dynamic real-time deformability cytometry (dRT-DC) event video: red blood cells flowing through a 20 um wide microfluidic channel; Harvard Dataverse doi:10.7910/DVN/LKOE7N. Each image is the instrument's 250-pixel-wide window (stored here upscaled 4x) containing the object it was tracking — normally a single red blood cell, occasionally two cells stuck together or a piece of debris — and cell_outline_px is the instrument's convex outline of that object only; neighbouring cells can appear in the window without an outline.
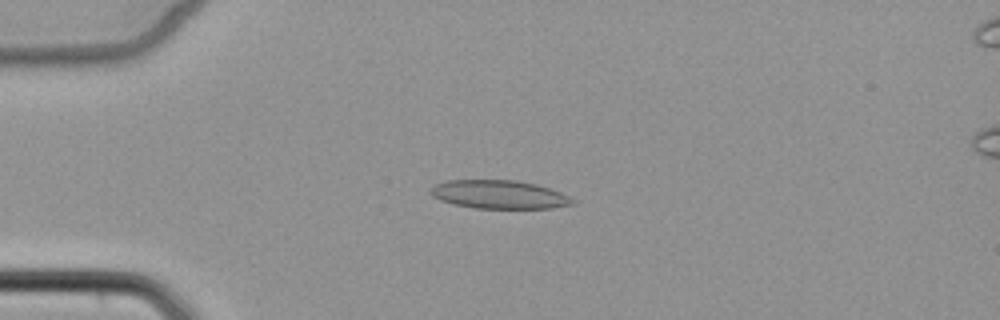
{"species": "common noctule bat (a hibernating species)", "species_latin": "Nyctalus noctula", "temperature_condition": "cold", "stored_images_in_passage": 6, "camera_frame_rate_fps": 3000, "um_per_image_px": 0.085, "animal": {"sex": "female", "body_mass_g": 22.7, "forearm_length_mm": 54.2}, "frame": {"image": 1, "passage_image": 4, "time_ms": 3.667, "image_size_px": [1000, 320], "cell_outline_px": [[576, 204], [552, 208], [476, 208], [452, 204], [440, 200], [432, 196], [432, 188], [436, 184], [448, 180], [516, 180], [536, 184], [560, 192], [576, 200]], "centroid_in_image_um": [42.46, 16.53], "position_along_channel_um": 42.5, "area_um2": 23.47}}